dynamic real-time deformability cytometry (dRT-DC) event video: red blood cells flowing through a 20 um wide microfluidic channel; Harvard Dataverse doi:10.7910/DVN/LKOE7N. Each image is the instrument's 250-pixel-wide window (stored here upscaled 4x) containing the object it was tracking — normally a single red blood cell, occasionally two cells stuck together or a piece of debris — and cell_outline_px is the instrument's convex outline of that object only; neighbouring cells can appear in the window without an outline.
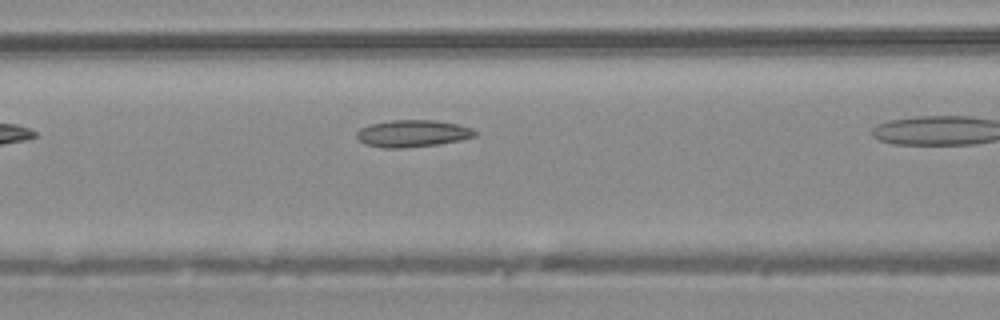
{"species": "common noctule bat (a hibernating species)", "species_latin": "Nyctalus noctula", "temperature_condition": "warm", "stored_images_in_passage": 6, "camera_frame_rate_fps": 3000, "um_per_image_px": 0.085, "animal": {"sex": "male", "body_mass_g": 20.4}, "frame": {"image": 1, "passage_image": 3, "time_ms": 0.667, "image_size_px": [1000, 320], "cell_outline_px": [[476, 136], [460, 140], [436, 144], [404, 148], [384, 148], [364, 144], [356, 136], [356, 132], [360, 128], [368, 124], [392, 120], [432, 120], [456, 124], [472, 128], [476, 132]], "centroid_in_image_um": [35.02, 11.34], "position_along_channel_um": 131.6, "area_um2": 18.55}}